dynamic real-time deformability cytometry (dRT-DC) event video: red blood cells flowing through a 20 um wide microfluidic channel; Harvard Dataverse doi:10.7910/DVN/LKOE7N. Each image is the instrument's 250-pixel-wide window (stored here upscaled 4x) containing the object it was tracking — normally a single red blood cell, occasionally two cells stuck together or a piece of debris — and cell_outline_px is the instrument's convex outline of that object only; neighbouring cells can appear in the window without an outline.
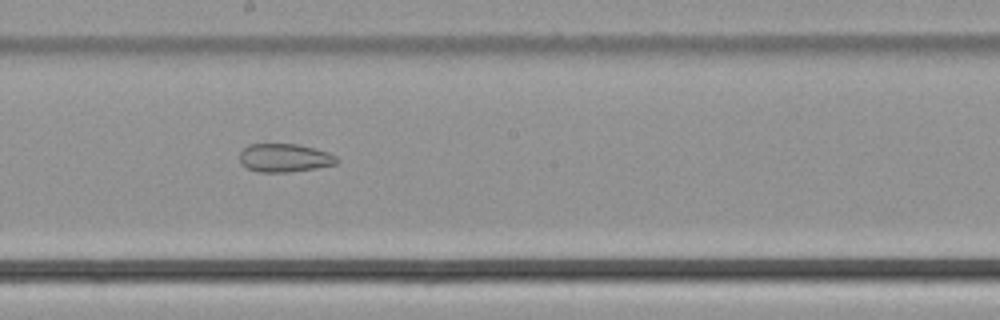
{"species": "common noctule bat (a hibernating species)", "species_latin": "Nyctalus noctula", "temperature_condition": "cold", "stored_images_in_passage": 42, "segment_of_instrument_passage": [2, 2], "camera_frame_rate_fps": 3000, "um_per_image_px": 0.085, "animal": {"sex": "male", "body_mass_g": 21.5, "forearm_length_mm": 52.0}, "frame": {"image": 1, "passage_image": 20, "time_ms": 6.333, "image_size_px": [1000, 320], "cell_outline_px": [[340, 160], [336, 164], [316, 168], [288, 172], [256, 172], [240, 164], [240, 152], [248, 144], [296, 144], [328, 152], [336, 156]], "centroid_in_image_um": [24.17, 13.42], "position_along_channel_um": 224.0, "area_um2": 16.07}}
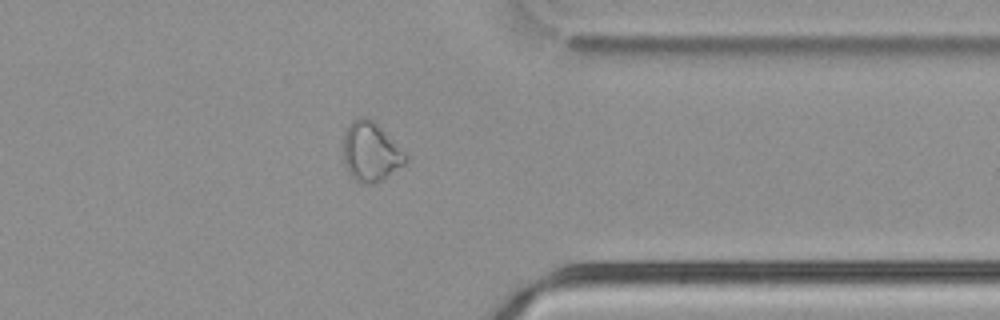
{"frame": {"image": 2, "passage_image": 32, "time_ms": 10.333, "image_size_px": [1000, 320], "cell_outline_px": [[408, 160], [404, 164], [380, 180], [372, 184], [364, 184], [356, 180], [344, 168], [340, 144], [344, 132], [348, 124], [356, 116], [368, 116], [408, 156]], "centroid_in_image_um": [31.41, 12.88], "position_along_channel_um": 380.0, "area_um2": 21.79}}
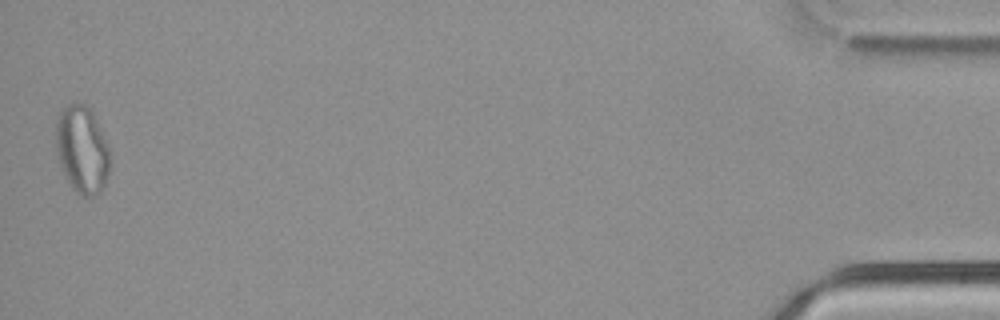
{"frame": {"image": 3, "passage_image": 42, "time_ms": 13.667, "image_size_px": [1000, 320], "cell_outline_px": [[108, 172], [104, 188], [100, 192], [92, 196], [84, 196], [68, 180], [64, 172], [56, 148], [56, 116], [68, 104], [84, 104], [92, 108], [108, 144]], "centroid_in_image_um": [6.99, 12.64], "position_along_channel_um": 428.2, "area_um2": 27.05}}